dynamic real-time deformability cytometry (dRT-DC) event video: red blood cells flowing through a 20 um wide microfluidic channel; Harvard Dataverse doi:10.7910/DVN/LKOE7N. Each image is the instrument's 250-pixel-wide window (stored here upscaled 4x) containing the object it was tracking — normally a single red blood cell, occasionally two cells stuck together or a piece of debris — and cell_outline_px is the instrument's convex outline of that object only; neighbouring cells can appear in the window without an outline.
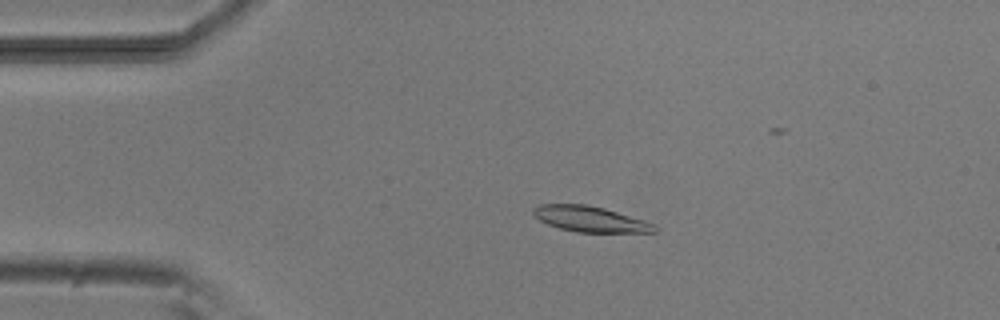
{"species": "common noctule bat (a hibernating species)", "species_latin": "Nyctalus noctula", "temperature_condition": "room temperature", "stored_images_in_passage": 4, "camera_frame_rate_fps": 3000, "um_per_image_px": 0.085, "animal": {"sex": "male", "body_mass_g": 20.5, "forearm_length_mm": 52.5}, "frame": {"image": 1, "passage_image": 3, "time_ms": 2.667, "image_size_px": [1000, 320], "cell_outline_px": [[660, 228], [656, 232], [576, 232], [560, 228], [548, 224], [540, 220], [532, 212], [532, 208], [540, 204], [588, 204], [604, 208], [644, 220], [656, 224]], "centroid_in_image_um": [50.2, 18.62], "position_along_channel_um": 34.8, "area_um2": 18.15}}